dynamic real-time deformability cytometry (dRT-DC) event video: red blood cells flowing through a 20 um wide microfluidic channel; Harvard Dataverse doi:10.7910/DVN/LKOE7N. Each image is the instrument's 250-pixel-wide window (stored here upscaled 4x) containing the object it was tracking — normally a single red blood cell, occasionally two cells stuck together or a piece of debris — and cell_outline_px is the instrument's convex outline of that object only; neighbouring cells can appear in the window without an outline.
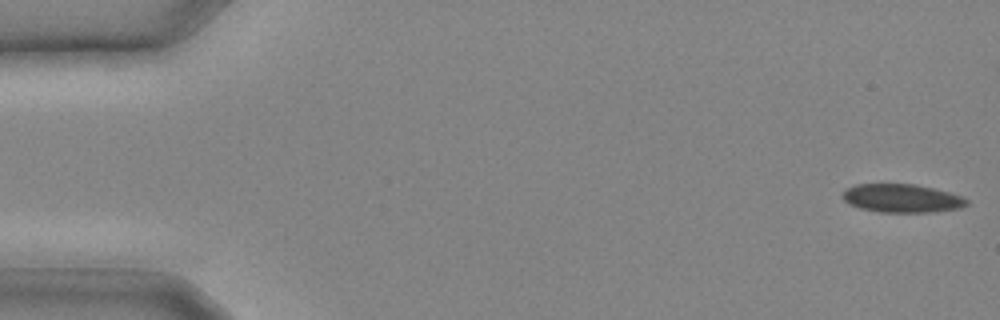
{"species": "common noctule bat (a hibernating species)", "species_latin": "Nyctalus noctula", "temperature_condition": "cold", "stored_images_in_passage": 10, "camera_frame_rate_fps": 3000, "um_per_image_px": 0.085, "animal": {"sex": "male", "body_mass_g": 20.4}, "frame": {"image": 1, "passage_image": 1, "time_ms": 0.0, "image_size_px": [1000, 320], "cell_outline_px": [[968, 204], [960, 208], [928, 212], [880, 212], [860, 208], [848, 204], [840, 196], [848, 188], [856, 184], [912, 184], [932, 188], [948, 192], [960, 196], [968, 200]], "centroid_in_image_um": [76.62, 16.86], "position_along_channel_um": 8.4, "area_um2": 20.35}}
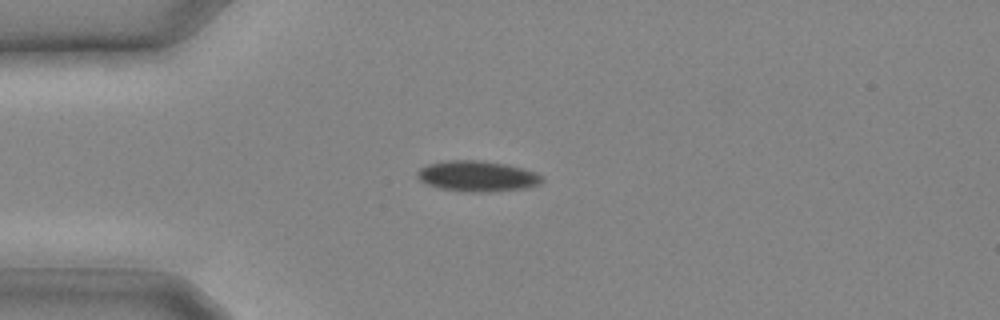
{"frame": {"image": 2, "passage_image": 7, "time_ms": 2.0, "image_size_px": [1000, 320], "cell_outline_px": [[544, 180], [540, 184], [524, 188], [488, 192], [468, 192], [440, 188], [424, 184], [416, 176], [416, 172], [420, 168], [428, 164], [444, 160], [480, 160], [508, 164], [524, 168], [536, 172], [544, 176]], "centroid_in_image_um": [40.57, 14.96], "position_along_channel_um": 44.4, "area_um2": 22.66}}
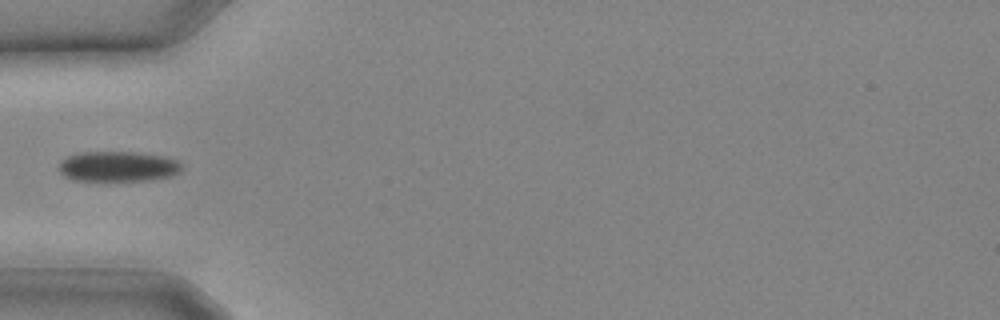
{"frame": {"image": 3, "passage_image": 9, "time_ms": 2.667, "image_size_px": [1000, 320], "cell_outline_px": [[184, 168], [180, 172], [172, 176], [152, 180], [72, 180], [64, 176], [60, 172], [60, 160], [68, 156], [80, 152], [136, 152], [164, 156], [176, 160], [184, 164]], "centroid_in_image_um": [10.08, 14.14], "position_along_channel_um": 74.9, "area_um2": 21.85}}